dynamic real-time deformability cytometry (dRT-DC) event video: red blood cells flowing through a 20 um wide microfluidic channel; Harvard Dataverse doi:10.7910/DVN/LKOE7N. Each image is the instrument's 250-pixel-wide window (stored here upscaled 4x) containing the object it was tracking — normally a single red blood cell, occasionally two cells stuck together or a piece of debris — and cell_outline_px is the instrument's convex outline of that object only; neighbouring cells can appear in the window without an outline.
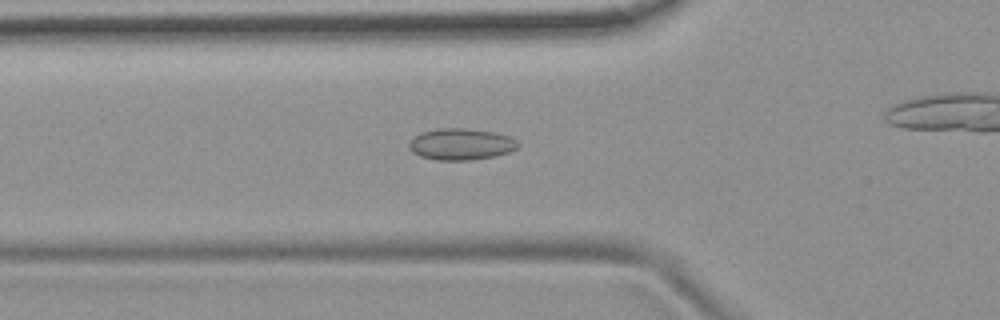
{"species": "common noctule bat (a hibernating species)", "species_latin": "Nyctalus noctula", "temperature_condition": "room temperature", "stored_images_in_passage": 43, "camera_frame_rate_fps": 3000, "um_per_image_px": 0.085, "animal": {"sex": "female", "body_mass_g": 19.9}, "frame": {"image": 1, "passage_image": 18, "time_ms": 5.667, "image_size_px": [1000, 320], "cell_outline_px": [[520, 144], [516, 148], [508, 152], [496, 156], [472, 160], [436, 160], [420, 156], [412, 152], [408, 148], [408, 144], [420, 132], [440, 128], [468, 128], [496, 132], [508, 136], [516, 140]], "centroid_in_image_um": [39.18, 12.25], "position_along_channel_um": 86.6, "area_um2": 20.11}}
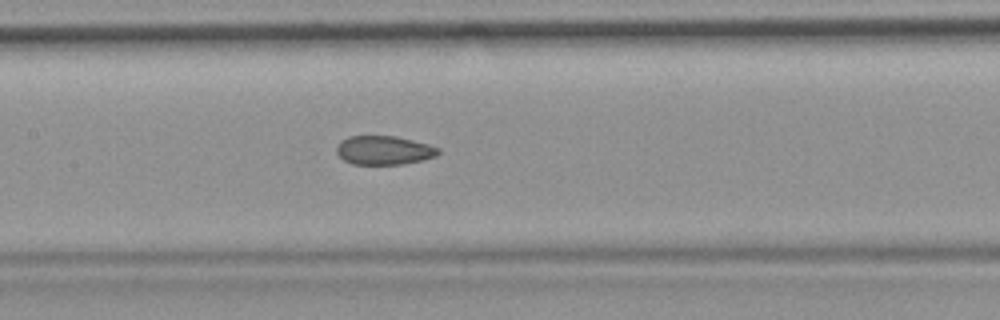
{"frame": {"image": 2, "passage_image": 25, "time_ms": 8.0, "image_size_px": [1000, 320], "cell_outline_px": [[440, 152], [436, 156], [420, 160], [400, 164], [352, 164], [344, 160], [336, 152], [336, 148], [348, 136], [396, 136], [428, 144], [440, 148]], "centroid_in_image_um": [32.65, 12.77], "position_along_channel_um": 174.7, "area_um2": 16.88}}
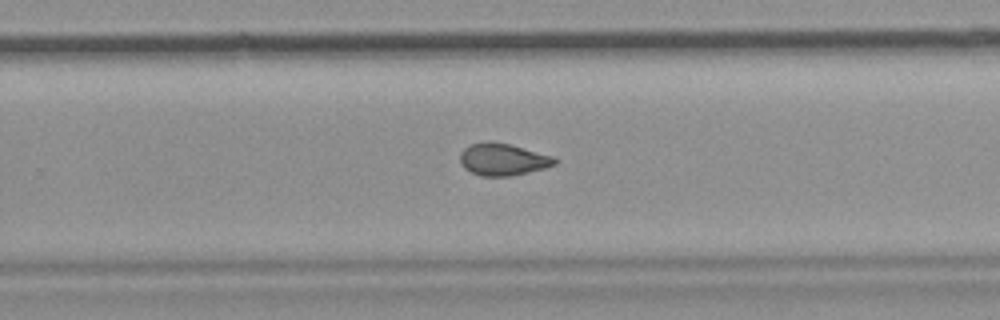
{"frame": {"image": 3, "passage_image": 34, "time_ms": 11.0, "image_size_px": [1000, 320], "cell_outline_px": [[556, 164], [544, 168], [512, 176], [480, 176], [464, 168], [460, 164], [460, 152], [468, 144], [488, 140], [492, 140], [556, 156]], "centroid_in_image_um": [42.72, 13.53], "position_along_channel_um": 287.1, "area_um2": 17.98}}